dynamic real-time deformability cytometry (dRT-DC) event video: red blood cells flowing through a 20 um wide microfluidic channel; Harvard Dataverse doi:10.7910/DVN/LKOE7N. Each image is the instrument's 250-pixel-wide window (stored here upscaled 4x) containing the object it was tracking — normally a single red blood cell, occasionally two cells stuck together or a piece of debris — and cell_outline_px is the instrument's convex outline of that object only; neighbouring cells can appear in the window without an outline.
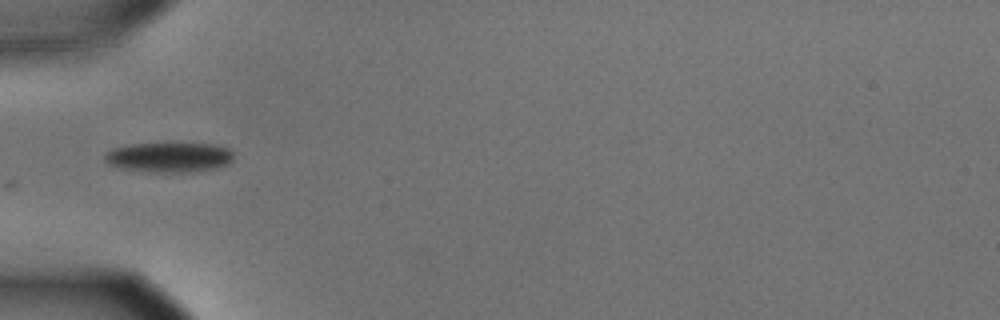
{"species": "common noctule bat (a hibernating species)", "species_latin": "Nyctalus noctula", "temperature_condition": "cold", "stored_images_in_passage": 5, "camera_frame_rate_fps": 3000, "um_per_image_px": 0.085, "animal": {"sex": "male", "body_mass_g": 15.6}, "frame": {"image": 1, "passage_image": 1, "time_ms": 0.0, "image_size_px": [1000, 320], "cell_outline_px": [[232, 160], [228, 164], [216, 168], [188, 172], [148, 172], [120, 168], [108, 164], [104, 160], [104, 156], [112, 148], [136, 144], [212, 144], [228, 148], [232, 152]], "centroid_in_image_um": [14.36, 13.38], "position_along_channel_um": 70.6, "area_um2": 22.25}}
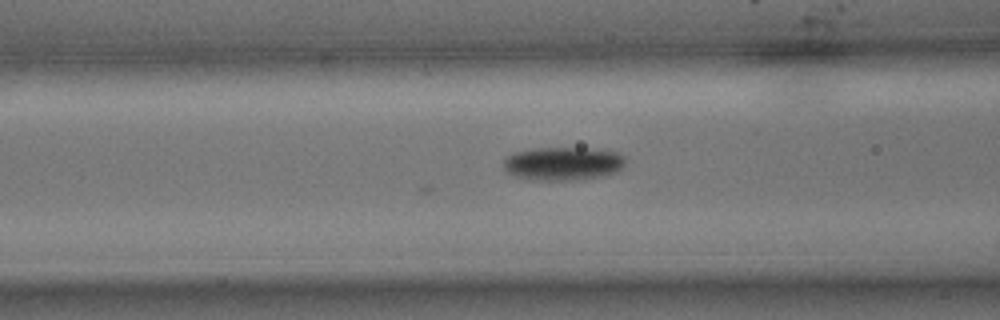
{"frame": {"image": 2, "passage_image": 5, "time_ms": 1.333, "image_size_px": [1000, 320], "cell_outline_px": [[624, 164], [616, 172], [604, 176], [584, 180], [532, 180], [516, 176], [508, 172], [504, 168], [504, 160], [512, 152], [532, 148], [580, 148], [616, 152], [624, 156]], "centroid_in_image_um": [47.84, 13.91], "position_along_channel_um": 118.8, "area_um2": 23.76}}